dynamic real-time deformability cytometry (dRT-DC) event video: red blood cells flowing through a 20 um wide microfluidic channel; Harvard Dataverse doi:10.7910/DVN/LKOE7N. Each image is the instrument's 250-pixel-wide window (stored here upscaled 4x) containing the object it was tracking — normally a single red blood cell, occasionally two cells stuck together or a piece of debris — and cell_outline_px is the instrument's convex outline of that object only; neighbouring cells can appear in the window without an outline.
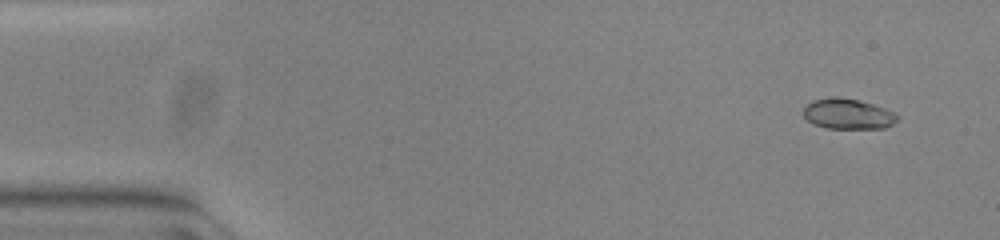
{"species": "common noctule bat (a hibernating species)", "species_latin": "Nyctalus noctula", "temperature_condition": "warm", "stored_images_in_passage": 52, "camera_frame_rate_fps": 3000, "um_per_image_px": 0.085, "animal": {"sex": "female", "body_mass_g": 23.0, "forearm_length_mm": 53.4}, "frame": {"image": 1, "passage_image": 2, "time_ms": 0.333, "image_size_px": [1000, 240], "cell_outline_px": [[900, 116], [892, 124], [884, 128], [828, 128], [812, 124], [804, 116], [804, 104], [812, 100], [836, 96], [860, 100], [884, 108]], "centroid_in_image_um": [72.03, 9.67], "position_along_channel_um": 13.0, "area_um2": 16.65}}
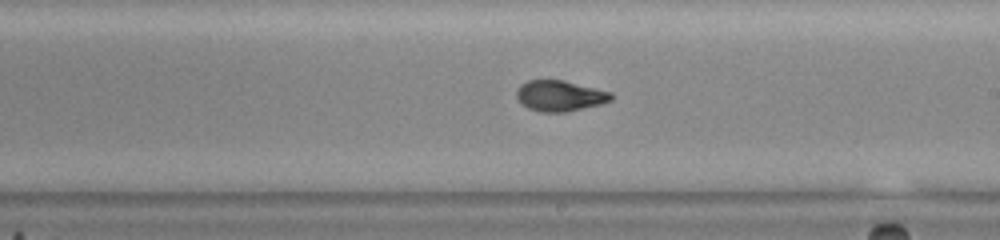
{"frame": {"image": 2, "passage_image": 29, "time_ms": 9.333, "image_size_px": [1000, 240], "cell_outline_px": [[612, 100], [600, 104], [564, 112], [540, 112], [528, 108], [520, 104], [516, 96], [516, 88], [520, 84], [528, 80], [564, 80], [612, 92]], "centroid_in_image_um": [47.54, 8.14], "position_along_channel_um": 241.5, "area_um2": 17.05}}
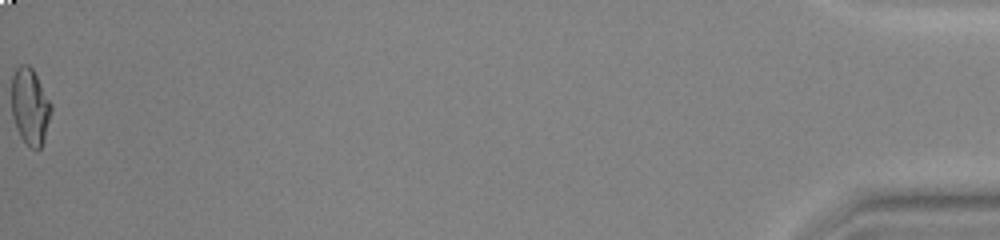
{"frame": {"image": 3, "passage_image": 52, "time_ms": 17.0, "image_size_px": [1000, 240], "cell_outline_px": [[52, 108], [44, 140], [40, 148], [36, 152], [20, 136], [16, 128], [12, 116], [12, 76], [16, 68], [20, 64], [28, 64], [32, 68], [52, 104]], "centroid_in_image_um": [2.55, 9.05], "position_along_channel_um": 432.6, "area_um2": 17.63}, "authors_computed_cell_mechanics": {"area_um2": 16.8776, "velocity_mm_per_s": 3.8663, "shape_relaxation_time_tau1_ms": 9.7192, "shape_relaxation_time_tau2_ms": 0.5928, "deformation_change_tau1": 0.3021, "deformation_change_tau2": 0.0521}}